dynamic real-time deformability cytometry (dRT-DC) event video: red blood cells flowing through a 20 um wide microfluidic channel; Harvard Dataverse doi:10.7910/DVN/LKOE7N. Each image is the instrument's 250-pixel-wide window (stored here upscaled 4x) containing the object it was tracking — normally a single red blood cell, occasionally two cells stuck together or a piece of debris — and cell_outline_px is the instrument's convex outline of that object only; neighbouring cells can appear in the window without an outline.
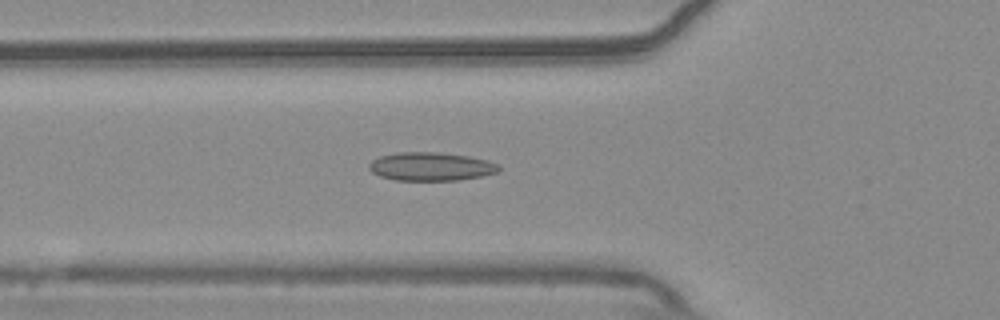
{"species": "common noctule bat (a hibernating species)", "species_latin": "Nyctalus noctula", "temperature_condition": "warm", "stored_images_in_passage": 54, "camera_frame_rate_fps": 3000, "um_per_image_px": 0.085, "animal": {"sex": "male", "body_mass_g": 20.4}, "frame": {"image": 1, "passage_image": 19, "time_ms": 6.0, "image_size_px": [1000, 320], "cell_outline_px": [[500, 168], [496, 172], [480, 176], [460, 180], [396, 180], [380, 176], [372, 172], [368, 168], [368, 164], [372, 160], [380, 156], [396, 152], [436, 152], [468, 156], [488, 160], [500, 164]], "centroid_in_image_um": [36.61, 14.15], "position_along_channel_um": 89.2, "area_um2": 21.5}}
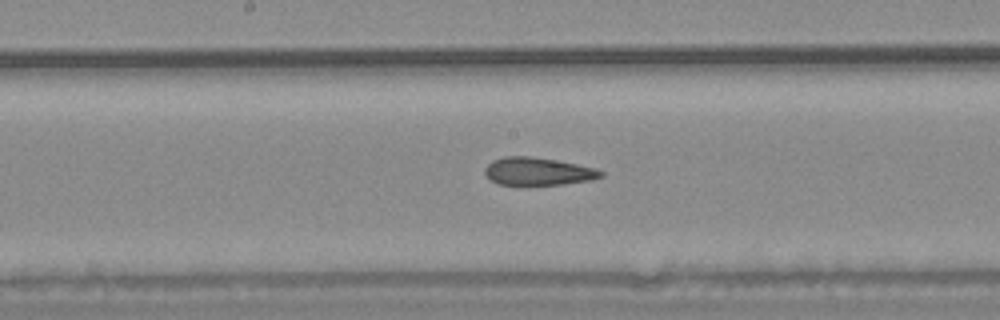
{"frame": {"image": 2, "passage_image": 28, "time_ms": 9.0, "image_size_px": [1000, 320], "cell_outline_px": [[604, 176], [592, 180], [564, 184], [496, 184], [484, 172], [484, 168], [492, 160], [504, 156], [528, 156], [556, 160], [596, 168], [604, 172]], "centroid_in_image_um": [45.75, 14.56], "position_along_channel_um": 202.5, "area_um2": 18.67}}
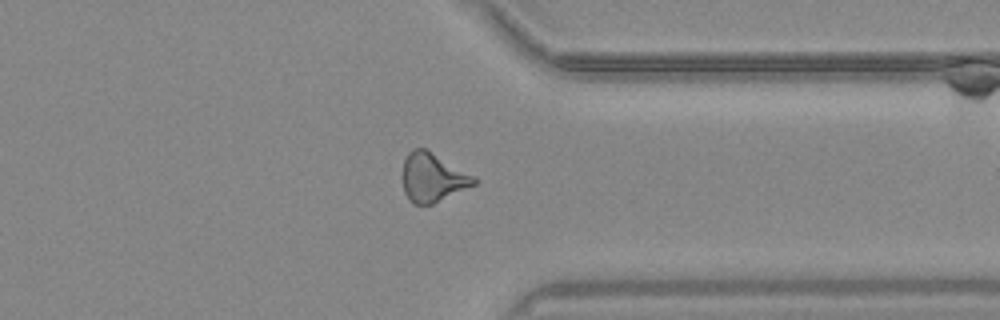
{"frame": {"image": 3, "passage_image": 42, "time_ms": 13.667, "image_size_px": [1000, 320], "cell_outline_px": [[480, 180], [476, 184], [432, 204], [412, 204], [408, 200], [404, 192], [400, 176], [404, 160], [408, 152], [412, 148], [424, 148], [476, 176]], "centroid_in_image_um": [36.74, 15.09], "position_along_channel_um": 374.7, "area_um2": 20.69}, "authors_computed_cell_mechanics": {"area_um2": 20.3167, "velocity_mm_per_s": 3.75, "shape_relaxation_time_tau1_ms": null, "shape_relaxation_time_tau2_ms": 3.4561, "deformation_change_tau1": null, "deformation_change_tau2": 0.1312}}